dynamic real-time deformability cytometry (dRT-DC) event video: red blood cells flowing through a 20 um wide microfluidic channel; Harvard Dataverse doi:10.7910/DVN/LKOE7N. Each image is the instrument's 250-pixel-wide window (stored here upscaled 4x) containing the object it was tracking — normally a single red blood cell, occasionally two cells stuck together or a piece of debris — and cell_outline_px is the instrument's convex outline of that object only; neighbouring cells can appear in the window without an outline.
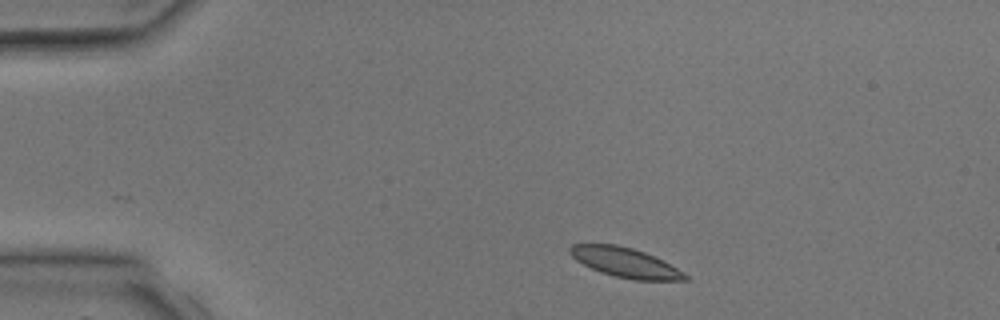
{"species": "common noctule bat (a hibernating species)", "species_latin": "Nyctalus noctula", "temperature_condition": "room temperature", "stored_images_in_passage": 2, "camera_frame_rate_fps": 3000, "um_per_image_px": 0.085, "animal": {"sex": "male", "body_mass_g": 17.9, "forearm_length_mm": 54.2}, "frame": {"image": 1, "passage_image": 1, "time_ms": 0.0, "image_size_px": [1000, 320], "cell_outline_px": [[688, 280], [636, 280], [616, 276], [600, 272], [576, 260], [568, 252], [568, 248], [572, 244], [616, 244], [632, 248], [644, 252], [684, 272], [688, 276]], "centroid_in_image_um": [53.1, 22.31], "position_along_channel_um": 31.9, "area_um2": 19.54}}